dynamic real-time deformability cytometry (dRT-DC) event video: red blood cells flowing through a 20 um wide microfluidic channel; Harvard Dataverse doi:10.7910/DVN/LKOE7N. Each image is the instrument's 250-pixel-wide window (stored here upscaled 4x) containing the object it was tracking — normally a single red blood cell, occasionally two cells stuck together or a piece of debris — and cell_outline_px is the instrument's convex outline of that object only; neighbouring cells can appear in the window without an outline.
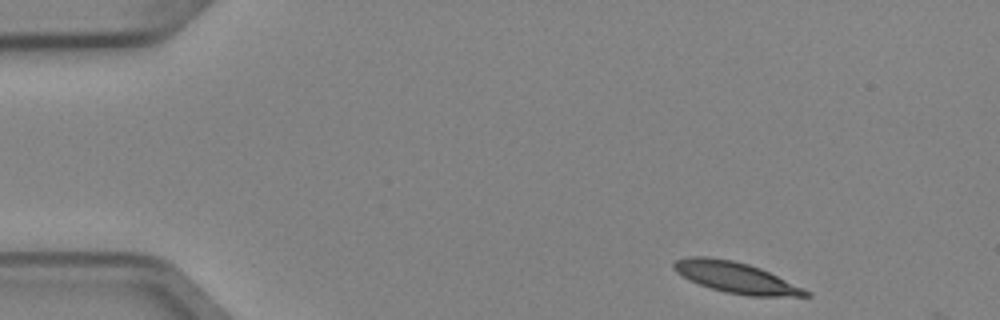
{"species": "Egyptian fruit bat (a non-hibernating species)", "species_latin": "Rousettus aegyptiacus", "temperature_condition": "cold", "stored_images_in_passage": 3, "camera_frame_rate_fps": 3000, "um_per_image_px": 0.085, "animal": {"sex": "female"}, "frame": {"image": 1, "passage_image": 1, "time_ms": 0.0, "image_size_px": [1000, 320], "cell_outline_px": [[812, 296], [748, 296], [724, 292], [700, 284], [676, 272], [672, 268], [672, 264], [676, 260], [688, 256], [704, 256], [732, 260], [748, 264], [760, 268], [804, 288], [812, 292]], "centroid_in_image_um": [62.56, 23.59], "position_along_channel_um": 22.4, "area_um2": 23.58}}